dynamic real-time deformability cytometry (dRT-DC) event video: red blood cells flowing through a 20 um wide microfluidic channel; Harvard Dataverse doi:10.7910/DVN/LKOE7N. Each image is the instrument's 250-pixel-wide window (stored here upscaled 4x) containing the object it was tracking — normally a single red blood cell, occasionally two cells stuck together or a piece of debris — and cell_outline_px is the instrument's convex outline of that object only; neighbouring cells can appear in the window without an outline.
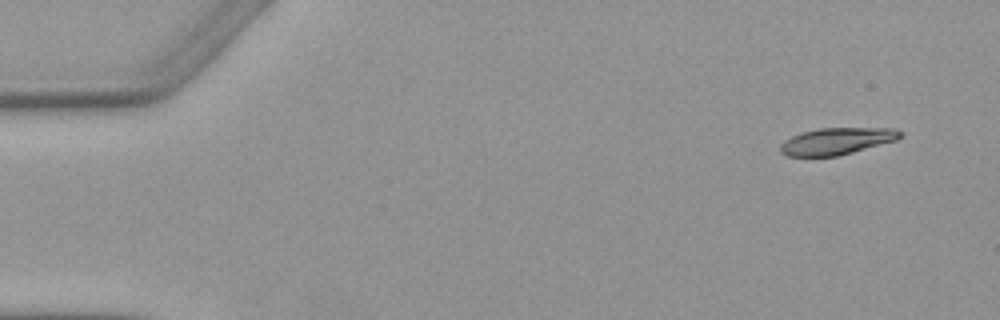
{"species": "Egyptian fruit bat (a non-hibernating species)", "species_latin": "Rousettus aegyptiacus", "temperature_condition": "warm", "stored_images_in_passage": 6, "camera_frame_rate_fps": 3000, "um_per_image_px": 0.085, "animal": {"sex": "female"}, "frame": {"image": 1, "passage_image": 1, "time_ms": 0.0, "image_size_px": [1000, 320], "cell_outline_px": [[904, 132], [896, 140], [852, 152], [836, 156], [788, 156], [780, 152], [780, 144], [784, 140], [792, 136], [804, 132], [820, 128], [896, 128]], "centroid_in_image_um": [71.12, 11.99], "position_along_channel_um": 13.9, "area_um2": 18.55}}
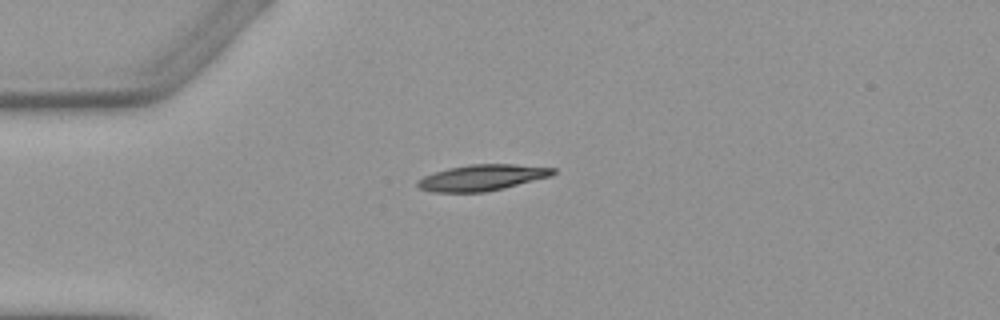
{"frame": {"image": 2, "passage_image": 4, "time_ms": 3.333, "image_size_px": [1000, 320], "cell_outline_px": [[556, 172], [552, 176], [504, 188], [484, 192], [432, 192], [420, 188], [416, 184], [416, 180], [424, 176], [448, 168], [468, 164], [516, 164], [556, 168]], "centroid_in_image_um": [41.0, 15.09], "position_along_channel_um": 44.0, "area_um2": 20.63}}
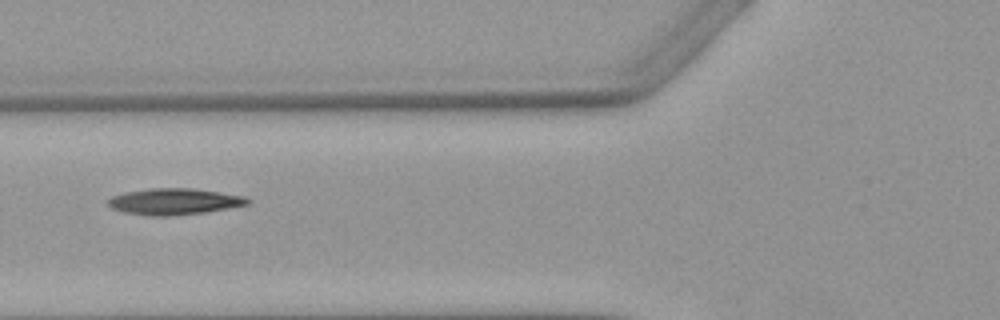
{"frame": {"image": 3, "passage_image": 6, "time_ms": 5.667, "image_size_px": [1000, 320], "cell_outline_px": [[252, 204], [204, 212], [172, 216], [148, 216], [124, 212], [112, 208], [108, 204], [108, 200], [112, 196], [124, 192], [152, 188], [192, 188], [220, 192], [244, 196], [252, 200]], "centroid_in_image_um": [14.84, 17.13], "position_along_channel_um": 111.0, "area_um2": 21.5}}